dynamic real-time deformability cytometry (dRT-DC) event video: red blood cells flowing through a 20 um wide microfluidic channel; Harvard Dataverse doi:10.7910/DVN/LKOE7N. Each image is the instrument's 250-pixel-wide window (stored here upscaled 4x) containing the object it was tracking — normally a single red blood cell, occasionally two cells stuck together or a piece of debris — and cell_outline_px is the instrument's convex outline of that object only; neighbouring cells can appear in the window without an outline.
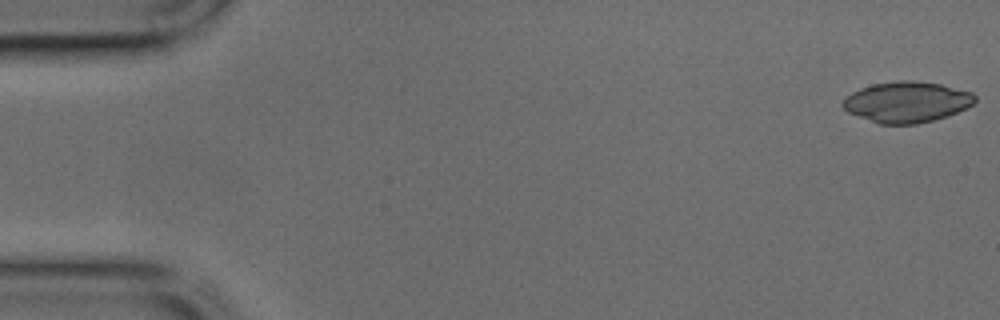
{"species": "common noctule bat (a hibernating species)", "species_latin": "Nyctalus noctula", "temperature_condition": "cold", "stored_images_in_passage": 41, "camera_frame_rate_fps": 3000, "um_per_image_px": 0.085, "animal": {"sex": "male", "body_mass_g": 17.9, "forearm_length_mm": 54.2}, "frame": {"image": 1, "passage_image": 1, "time_ms": 0.0, "image_size_px": [1000, 320], "cell_outline_px": [[976, 100], [972, 104], [948, 116], [916, 124], [880, 124], [848, 112], [840, 104], [852, 92], [860, 88], [872, 84], [900, 80], [912, 80], [940, 84], [972, 92], [976, 96]], "centroid_in_image_um": [77.07, 8.66], "position_along_channel_um": 7.9, "area_um2": 31.21}}
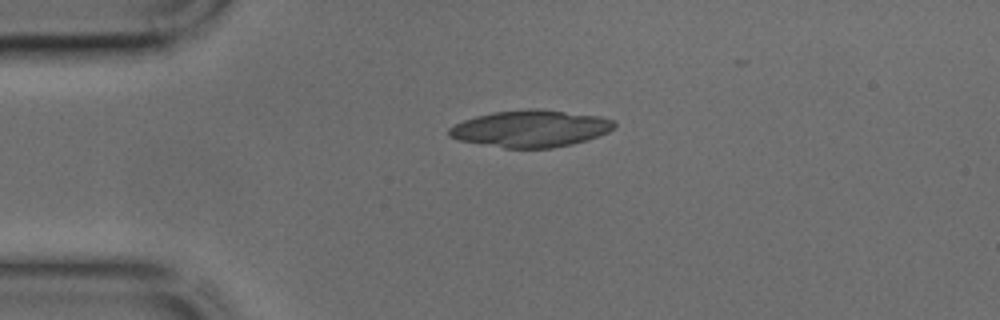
{"frame": {"image": 2, "passage_image": 10, "time_ms": 3.0, "image_size_px": [1000, 320], "cell_outline_px": [[616, 128], [608, 132], [588, 140], [572, 144], [552, 148], [504, 148], [460, 140], [448, 136], [448, 128], [464, 120], [476, 116], [492, 112], [528, 108], [540, 108], [600, 116], [612, 120], [616, 124]], "centroid_in_image_um": [45.13, 10.92], "position_along_channel_um": 39.9, "area_um2": 35.72}}